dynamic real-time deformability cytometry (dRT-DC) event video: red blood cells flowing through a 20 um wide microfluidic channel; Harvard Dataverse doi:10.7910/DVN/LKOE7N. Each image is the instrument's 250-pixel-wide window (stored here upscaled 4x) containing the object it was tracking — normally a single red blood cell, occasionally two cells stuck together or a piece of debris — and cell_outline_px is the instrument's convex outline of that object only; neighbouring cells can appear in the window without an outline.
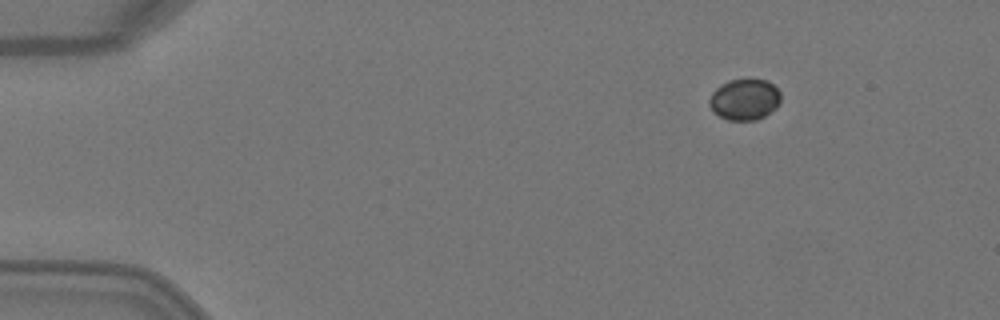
{"species": "Egyptian fruit bat (a non-hibernating species)", "species_latin": "Rousettus aegyptiacus", "temperature_condition": "warm", "stored_images_in_passage": 3, "camera_frame_rate_fps": 3000, "um_per_image_px": 0.085, "animal": {"sex": "female"}, "frame": {"image": 1, "passage_image": 1, "time_ms": 0.0, "image_size_px": [1000, 320], "cell_outline_px": [[780, 100], [776, 108], [764, 116], [756, 120], [728, 120], [712, 112], [708, 104], [708, 100], [712, 92], [720, 84], [728, 80], [748, 76], [768, 80], [780, 92]], "centroid_in_image_um": [63.26, 8.4], "position_along_channel_um": 21.7, "area_um2": 17.74}}